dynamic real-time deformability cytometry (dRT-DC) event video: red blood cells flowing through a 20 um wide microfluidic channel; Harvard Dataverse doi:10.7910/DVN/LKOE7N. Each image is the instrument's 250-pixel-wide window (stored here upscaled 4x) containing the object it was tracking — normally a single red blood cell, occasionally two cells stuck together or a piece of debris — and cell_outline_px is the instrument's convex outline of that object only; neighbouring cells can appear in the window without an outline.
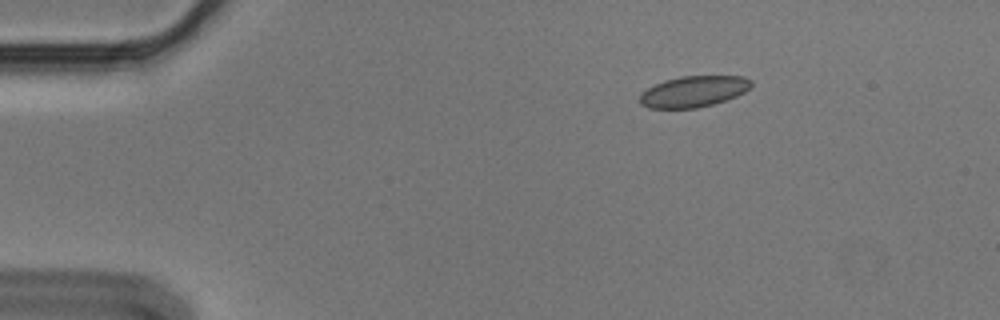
{"species": "Egyptian fruit bat (a non-hibernating species)", "species_latin": "Rousettus aegyptiacus", "temperature_condition": "cold", "stored_images_in_passage": 5, "camera_frame_rate_fps": 3000, "um_per_image_px": 0.085, "animal": {"sex": "male"}, "frame": {"image": 1, "passage_image": 3, "time_ms": 0.667, "image_size_px": [1000, 320], "cell_outline_px": [[752, 84], [744, 92], [736, 96], [712, 104], [696, 108], [648, 108], [640, 104], [640, 92], [664, 80], [680, 76], [744, 76], [752, 80]], "centroid_in_image_um": [58.93, 7.77], "position_along_channel_um": 26.1, "area_um2": 20.11}}